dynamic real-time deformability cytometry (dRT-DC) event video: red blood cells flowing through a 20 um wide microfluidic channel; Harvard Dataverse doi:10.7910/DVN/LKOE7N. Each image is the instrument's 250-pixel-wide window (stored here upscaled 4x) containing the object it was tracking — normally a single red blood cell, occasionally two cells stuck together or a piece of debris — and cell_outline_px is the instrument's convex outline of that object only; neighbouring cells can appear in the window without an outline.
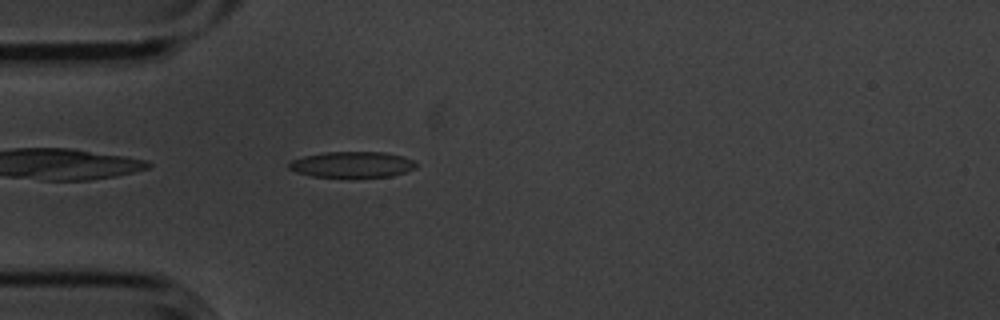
{"species": "common noctule bat (a hibernating species)", "species_latin": "Nyctalus noctula", "temperature_condition": "cold", "stored_images_in_passage": 4, "camera_frame_rate_fps": 3000, "um_per_image_px": 0.085, "animal": {"sex": "male", "body_mass_g": 20.1, "forearm_length_mm": 53.5}, "frame": {"image": 1, "passage_image": 4, "time_ms": 1.0, "image_size_px": [1000, 320], "cell_outline_px": [[420, 164], [416, 168], [392, 176], [312, 176], [296, 172], [288, 168], [288, 164], [292, 160], [304, 156], [324, 152], [384, 152], [404, 156], [416, 160]], "centroid_in_image_um": [29.99, 13.96], "position_along_channel_um": 55.0, "area_um2": 19.13}}